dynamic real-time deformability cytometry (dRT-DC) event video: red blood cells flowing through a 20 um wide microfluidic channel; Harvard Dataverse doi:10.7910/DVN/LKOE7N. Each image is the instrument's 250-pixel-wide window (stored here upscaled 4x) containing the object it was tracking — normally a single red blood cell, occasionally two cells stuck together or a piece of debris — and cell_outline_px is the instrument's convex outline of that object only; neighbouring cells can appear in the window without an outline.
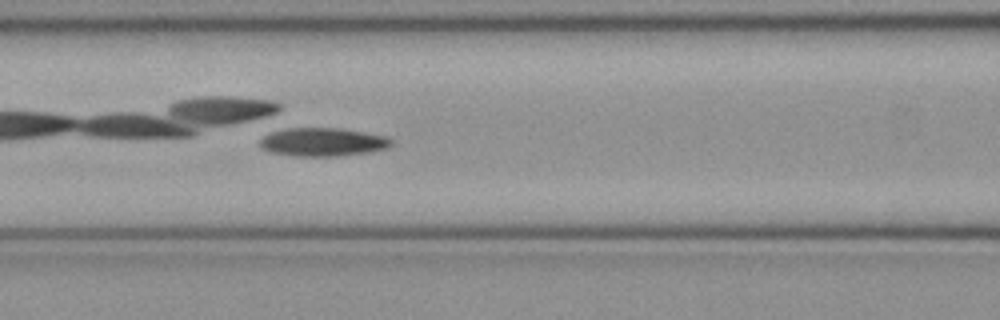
{"species": "common noctule bat (a hibernating species)", "species_latin": "Nyctalus noctula", "temperature_condition": "cold", "stored_images_in_passage": 8, "camera_frame_rate_fps": 3000, "um_per_image_px": 0.085, "animal": {"sex": "female", "body_mass_g": 21.9}, "frame": {"image": 1, "passage_image": 6, "time_ms": 1.667, "image_size_px": [1000, 320], "cell_outline_px": [[392, 144], [388, 148], [368, 152], [340, 156], [292, 156], [268, 152], [260, 148], [260, 140], [264, 136], [272, 132], [284, 128], [340, 128], [364, 132], [384, 136], [392, 140]], "centroid_in_image_um": [27.4, 12.08], "position_along_channel_um": 139.2, "area_um2": 21.85}}